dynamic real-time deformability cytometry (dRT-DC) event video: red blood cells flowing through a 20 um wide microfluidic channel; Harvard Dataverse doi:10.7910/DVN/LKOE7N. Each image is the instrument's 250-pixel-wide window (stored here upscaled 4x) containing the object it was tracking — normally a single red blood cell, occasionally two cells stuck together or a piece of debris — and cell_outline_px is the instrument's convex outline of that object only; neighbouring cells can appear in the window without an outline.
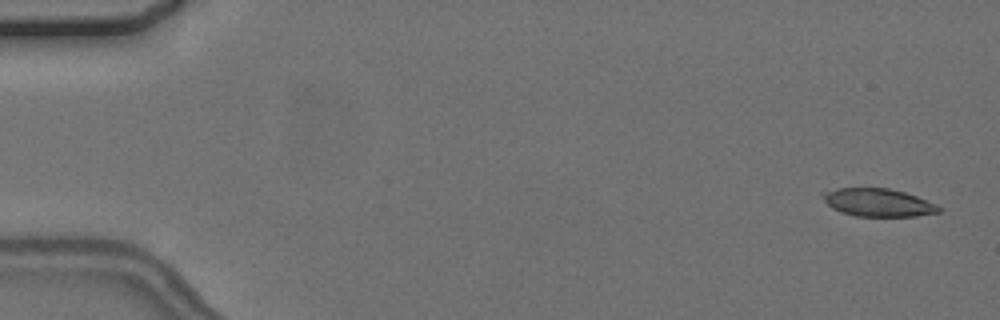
{"species": "common noctule bat (a hibernating species)", "species_latin": "Nyctalus noctula", "temperature_condition": "cold", "stored_images_in_passage": 6, "camera_frame_rate_fps": 3000, "um_per_image_px": 0.085, "animal": {"sex": "female", "body_mass_g": 24.6, "forearm_length_mm": 56.2}, "frame": {"image": 1, "passage_image": 1, "time_ms": 0.0, "image_size_px": [1000, 320], "cell_outline_px": [[940, 212], [916, 216], [856, 216], [840, 212], [832, 208], [824, 200], [820, 192], [836, 188], [888, 188], [904, 192], [916, 196], [936, 204], [940, 208]], "centroid_in_image_um": [74.6, 17.21], "position_along_channel_um": 10.4, "area_um2": 18.84}}
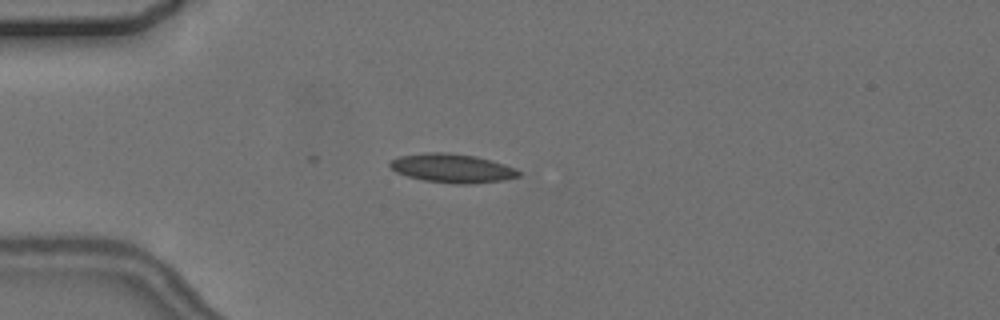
{"frame": {"image": 2, "passage_image": 4, "time_ms": 4.333, "image_size_px": [1000, 320], "cell_outline_px": [[520, 176], [504, 180], [468, 184], [460, 184], [424, 180], [408, 176], [396, 172], [388, 164], [392, 160], [400, 156], [424, 152], [448, 152], [476, 156], [492, 160], [516, 168], [520, 172]], "centroid_in_image_um": [38.46, 14.29], "position_along_channel_um": 46.5, "area_um2": 21.62}}
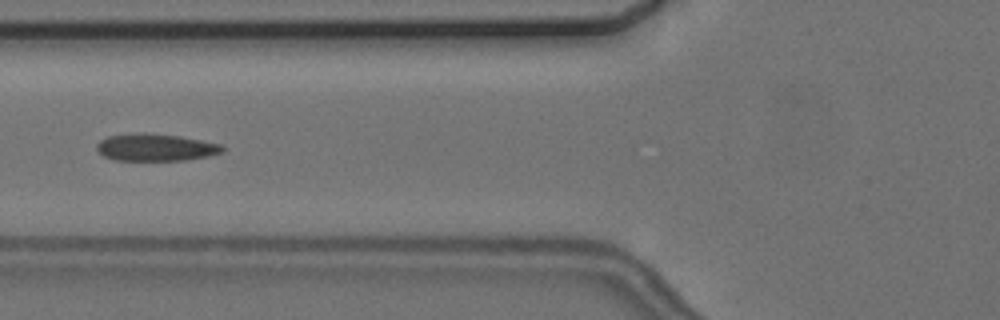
{"frame": {"image": 3, "passage_image": 6, "time_ms": 6.667, "image_size_px": [1000, 320], "cell_outline_px": [[224, 152], [208, 156], [188, 160], [116, 160], [104, 156], [96, 148], [96, 144], [100, 140], [108, 136], [144, 132], [180, 136], [224, 144]], "centroid_in_image_um": [13.28, 12.52], "position_along_channel_um": 112.5, "area_um2": 20.06}}